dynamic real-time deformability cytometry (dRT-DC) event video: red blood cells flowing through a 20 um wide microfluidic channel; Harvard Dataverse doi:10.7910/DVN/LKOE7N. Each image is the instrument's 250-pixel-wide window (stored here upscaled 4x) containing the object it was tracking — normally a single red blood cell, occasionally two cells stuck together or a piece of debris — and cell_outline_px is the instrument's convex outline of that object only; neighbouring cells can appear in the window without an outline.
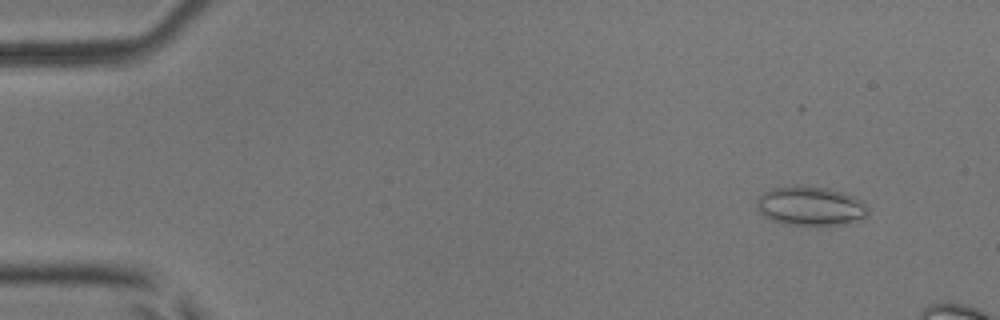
{"species": "common noctule bat (a hibernating species)", "species_latin": "Nyctalus noctula", "temperature_condition": "room temperature", "stored_images_in_passage": 14, "camera_frame_rate_fps": 3000, "um_per_image_px": 0.085, "animal": {"sex": "male", "body_mass_g": 17.9, "forearm_length_mm": 54.2}, "frame": {"image": 1, "passage_image": 5, "time_ms": 1.333, "image_size_px": [1000, 320], "cell_outline_px": [[868, 216], [864, 220], [844, 224], [784, 224], [772, 220], [764, 216], [756, 208], [756, 200], [764, 192], [772, 188], [828, 188], [864, 200], [868, 208]], "centroid_in_image_um": [68.94, 17.55], "position_along_channel_um": 16.1, "area_um2": 24.85}}